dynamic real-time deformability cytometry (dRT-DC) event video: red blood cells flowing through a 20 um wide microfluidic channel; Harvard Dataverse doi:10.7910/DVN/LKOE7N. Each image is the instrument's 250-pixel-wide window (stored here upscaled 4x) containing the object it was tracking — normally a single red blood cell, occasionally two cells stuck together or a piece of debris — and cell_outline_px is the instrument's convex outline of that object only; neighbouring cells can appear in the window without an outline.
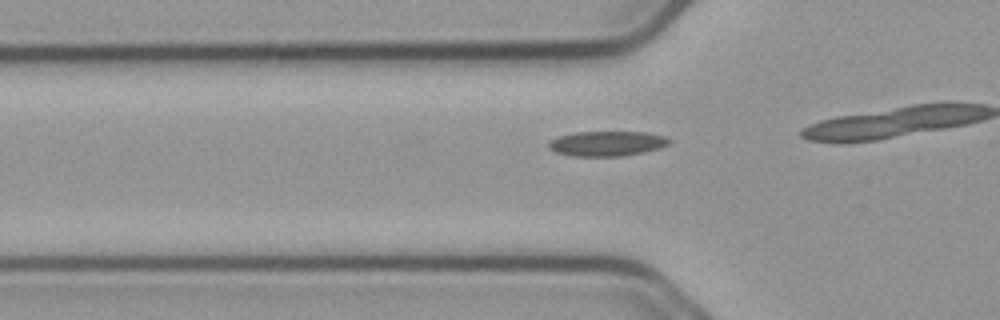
{"species": "common noctule bat (a hibernating species)", "species_latin": "Nyctalus noctula", "temperature_condition": "cold", "stored_images_in_passage": 9, "camera_frame_rate_fps": 3000, "um_per_image_px": 0.085, "animal": {"sex": "male", "body_mass_g": 23.1, "forearm_length_mm": 52.7}, "frame": {"image": 1, "passage_image": 6, "time_ms": 1.667, "image_size_px": [1000, 320], "cell_outline_px": [[672, 140], [668, 144], [660, 148], [644, 152], [624, 156], [572, 156], [556, 152], [548, 148], [548, 144], [552, 140], [560, 136], [576, 132], [644, 132], [664, 136]], "centroid_in_image_um": [51.61, 12.21], "position_along_channel_um": 74.2, "area_um2": 17.46}}